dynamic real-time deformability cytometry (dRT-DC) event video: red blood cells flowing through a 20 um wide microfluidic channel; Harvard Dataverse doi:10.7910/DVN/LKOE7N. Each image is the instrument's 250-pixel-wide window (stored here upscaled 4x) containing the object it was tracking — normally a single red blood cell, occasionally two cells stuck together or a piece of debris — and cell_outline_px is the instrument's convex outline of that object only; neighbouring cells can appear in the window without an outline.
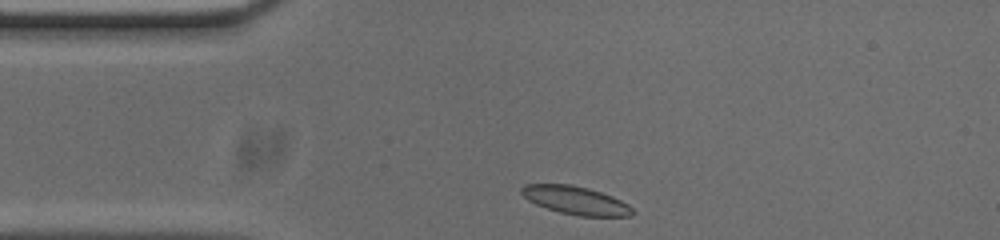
{"species": "common noctule bat (a hibernating species)", "species_latin": "Nyctalus noctula", "temperature_condition": "cold", "stored_images_in_passage": 33, "camera_frame_rate_fps": 3000, "um_per_image_px": 0.085, "animal": {"sex": "male", "body_mass_g": 20.0, "forearm_length_mm": 53.3}, "frame": {"image": 1, "passage_image": 1, "time_ms": 0.0, "image_size_px": [1000, 240], "cell_outline_px": [[636, 212], [632, 216], [580, 216], [560, 212], [536, 204], [528, 200], [520, 192], [520, 188], [524, 184], [572, 184], [588, 188], [612, 196], [628, 204]], "centroid_in_image_um": [48.94, 17.02], "position_along_channel_um": 36.1, "area_um2": 18.21}}
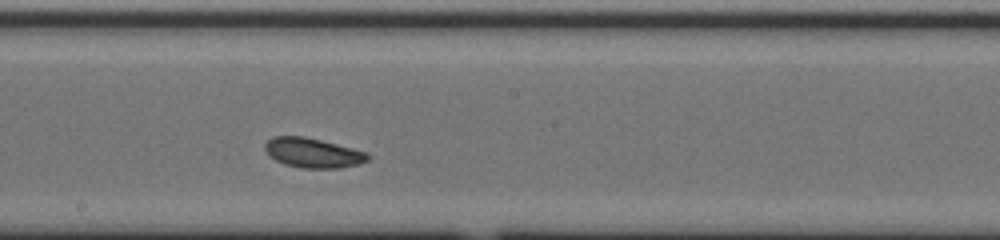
{"frame": {"image": 2, "passage_image": 18, "time_ms": 5.667, "image_size_px": [1000, 240], "cell_outline_px": [[372, 156], [368, 160], [360, 164], [340, 168], [300, 168], [284, 164], [268, 156], [264, 148], [264, 144], [272, 136], [304, 136], [368, 152]], "centroid_in_image_um": [26.6, 13.0], "position_along_channel_um": 221.6, "area_um2": 17.98}}
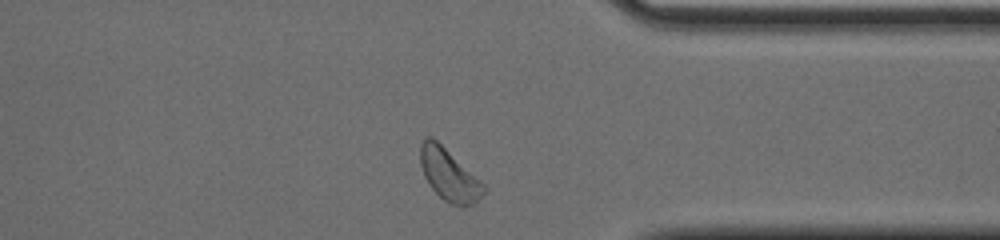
{"frame": {"image": 3, "passage_image": 31, "time_ms": 10.0, "image_size_px": [1000, 240], "cell_outline_px": [[488, 188], [484, 196], [476, 204], [452, 204], [444, 200], [428, 184], [424, 176], [420, 164], [420, 144], [428, 136], [432, 136], [484, 184]], "centroid_in_image_um": [38.18, 14.86], "position_along_channel_um": 373.2, "area_um2": 18.96}, "authors_computed_cell_mechanics": {"area_um2": 17.8602, "velocity_mm_per_s": 3.7024, "shape_relaxation_time_tau1_ms": 2.9133, "shape_relaxation_time_tau2_ms": 8.0035, "deformation_change_tau1": 0.0887, "deformation_change_tau2": 0.1335}}